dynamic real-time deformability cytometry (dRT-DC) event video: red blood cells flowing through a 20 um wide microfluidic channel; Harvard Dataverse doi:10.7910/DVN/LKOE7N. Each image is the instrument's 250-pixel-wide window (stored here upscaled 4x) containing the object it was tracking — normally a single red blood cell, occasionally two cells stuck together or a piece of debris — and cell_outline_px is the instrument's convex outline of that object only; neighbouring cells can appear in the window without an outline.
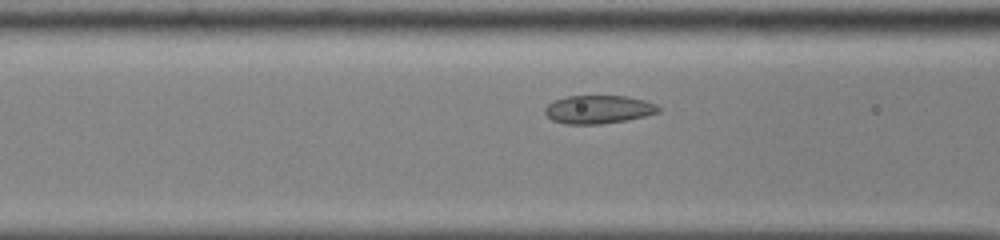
{"species": "common noctule bat (a hibernating species)", "species_latin": "Nyctalus noctula", "temperature_condition": "cold", "stored_images_in_passage": 43, "camera_frame_rate_fps": 3000, "um_per_image_px": 0.085, "animal": {"sex": "male", "body_mass_g": 13.0, "forearm_length_mm": 53.1}, "frame": {"image": 1, "passage_image": 14, "time_ms": 4.333, "image_size_px": [1000, 240], "cell_outline_px": [[660, 112], [628, 120], [600, 124], [564, 124], [552, 120], [544, 112], [544, 108], [548, 104], [556, 100], [568, 96], [624, 96], [644, 100], [656, 104], [660, 108]], "centroid_in_image_um": [50.87, 9.31], "position_along_channel_um": 115.7, "area_um2": 18.67}}
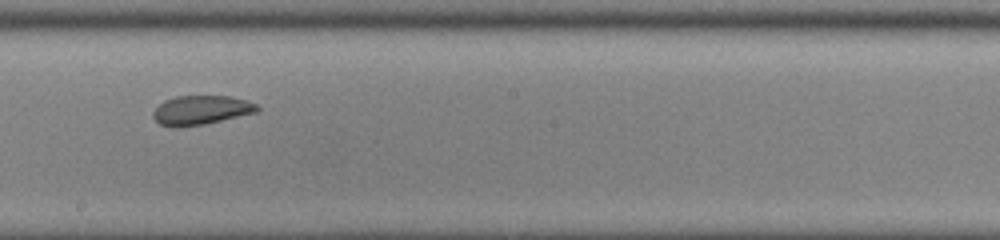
{"frame": {"image": 2, "passage_image": 23, "time_ms": 7.333, "image_size_px": [1000, 240], "cell_outline_px": [[260, 108], [256, 112], [204, 124], [180, 128], [172, 128], [160, 124], [152, 116], [152, 112], [164, 100], [176, 96], [228, 96], [244, 100], [256, 104]], "centroid_in_image_um": [17.03, 9.37], "position_along_channel_um": 231.2, "area_um2": 17.63}}
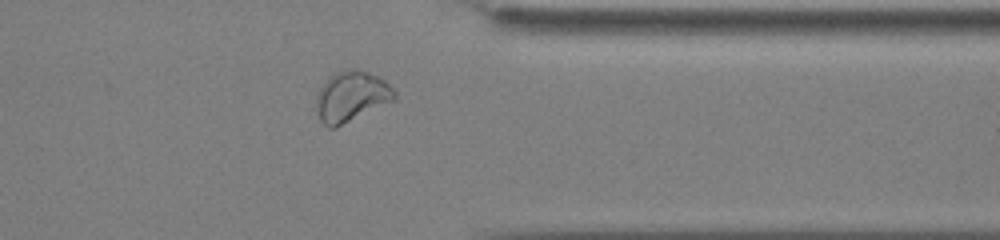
{"frame": {"image": 3, "passage_image": 35, "time_ms": 11.333, "image_size_px": [1000, 240], "cell_outline_px": [[396, 96], [392, 100], [336, 128], [328, 128], [320, 120], [316, 112], [316, 96], [320, 88], [336, 72], [352, 68], [368, 72], [384, 80], [396, 92]], "centroid_in_image_um": [29.83, 8.21], "position_along_channel_um": 381.6, "area_um2": 22.54}}